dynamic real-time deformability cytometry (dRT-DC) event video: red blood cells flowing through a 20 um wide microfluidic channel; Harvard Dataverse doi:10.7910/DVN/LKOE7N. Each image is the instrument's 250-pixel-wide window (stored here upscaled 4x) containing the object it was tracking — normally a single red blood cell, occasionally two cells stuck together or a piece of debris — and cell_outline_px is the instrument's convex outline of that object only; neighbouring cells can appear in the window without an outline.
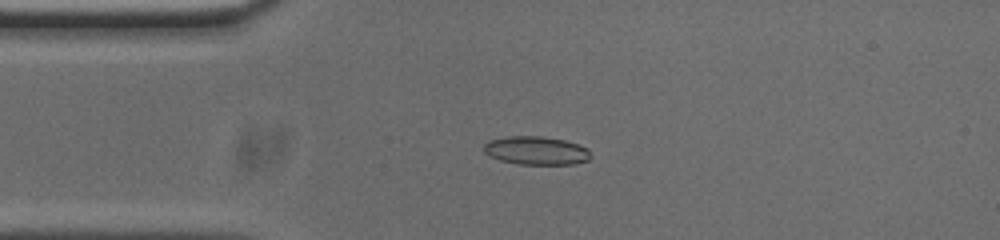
{"species": "common noctule bat (a hibernating species)", "species_latin": "Nyctalus noctula", "temperature_condition": "cold", "stored_images_in_passage": 54, "camera_frame_rate_fps": 3000, "um_per_image_px": 0.085, "animal": {"sex": "male", "body_mass_g": 20.0, "forearm_length_mm": 53.3}, "frame": {"image": 1, "passage_image": 12, "time_ms": 3.667, "image_size_px": [1000, 240], "cell_outline_px": [[592, 156], [588, 160], [572, 164], [520, 164], [500, 160], [488, 156], [484, 152], [484, 144], [488, 140], [508, 136], [540, 136], [564, 140], [588, 148]], "centroid_in_image_um": [45.56, 12.79], "position_along_channel_um": 39.4, "area_um2": 17.69}}
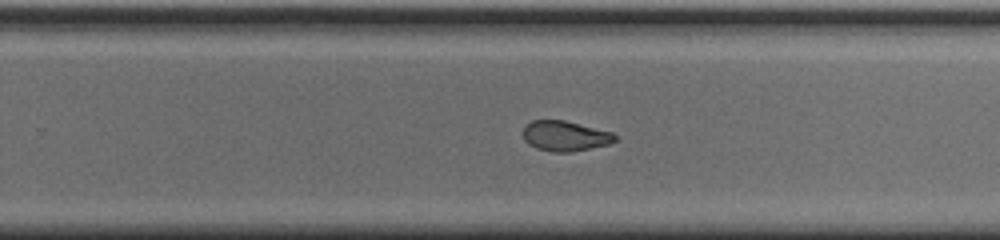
{"frame": {"image": 2, "passage_image": 33, "time_ms": 10.667, "image_size_px": [1000, 240], "cell_outline_px": [[616, 140], [608, 144], [572, 152], [552, 152], [536, 148], [528, 144], [524, 140], [524, 128], [532, 120], [564, 120], [612, 132], [616, 136]], "centroid_in_image_um": [48.02, 11.56], "position_along_channel_um": 281.8, "area_um2": 16.07}}
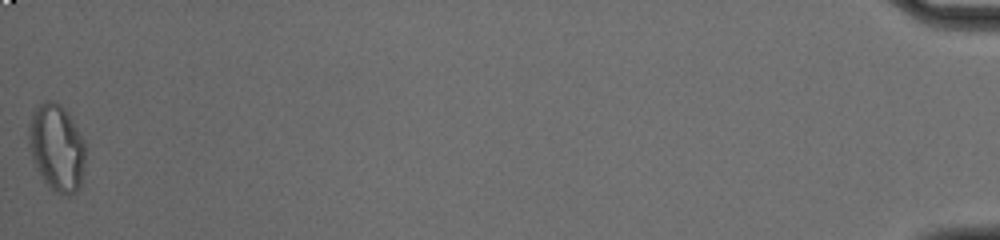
{"frame": {"image": 3, "passage_image": 54, "time_ms": 17.667, "image_size_px": [1000, 240], "cell_outline_px": [[84, 164], [80, 188], [76, 192], [68, 196], [56, 192], [44, 180], [36, 168], [32, 160], [28, 148], [28, 128], [32, 112], [44, 100], [56, 100], [68, 112], [84, 144]], "centroid_in_image_um": [4.79, 12.53], "position_along_channel_um": 430.4, "area_um2": 28.67}, "authors_computed_cell_mechanics": {"area_um2": 17.1955, "velocity_mm_per_s": 3.707, "shape_relaxation_time_tau1_ms": 9.9194, "shape_relaxation_time_tau2_ms": 2.0464, "deformation_change_tau1": 0.2404, "deformation_change_tau2": 0.074}}